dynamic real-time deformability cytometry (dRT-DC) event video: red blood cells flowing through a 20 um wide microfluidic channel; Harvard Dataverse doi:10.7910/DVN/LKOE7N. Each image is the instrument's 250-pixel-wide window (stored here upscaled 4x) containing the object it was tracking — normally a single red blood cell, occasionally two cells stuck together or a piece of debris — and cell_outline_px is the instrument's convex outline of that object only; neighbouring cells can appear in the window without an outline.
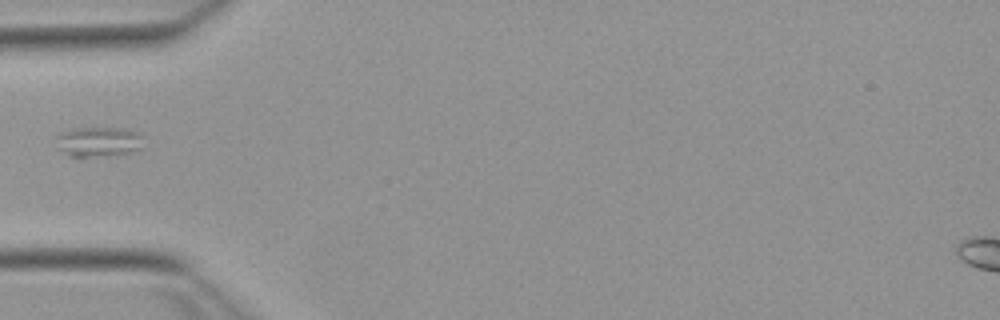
{"species": "Egyptian fruit bat (a non-hibernating species)", "species_latin": "Rousettus aegyptiacus", "temperature_condition": "warm", "stored_images_in_passage": 6, "camera_frame_rate_fps": 3000, "um_per_image_px": 0.085, "animal": {"sex": "female"}, "frame": {"image": 1, "passage_image": 1, "time_ms": 0.0, "image_size_px": [1000, 320], "cell_outline_px": [[144, 148], [132, 152], [80, 160], [76, 160], [68, 156], [60, 148], [56, 136], [60, 132], [72, 128], [128, 128], [140, 132], [144, 136]], "centroid_in_image_um": [8.43, 12.08], "position_along_channel_um": 76.6, "area_um2": 16.18}}